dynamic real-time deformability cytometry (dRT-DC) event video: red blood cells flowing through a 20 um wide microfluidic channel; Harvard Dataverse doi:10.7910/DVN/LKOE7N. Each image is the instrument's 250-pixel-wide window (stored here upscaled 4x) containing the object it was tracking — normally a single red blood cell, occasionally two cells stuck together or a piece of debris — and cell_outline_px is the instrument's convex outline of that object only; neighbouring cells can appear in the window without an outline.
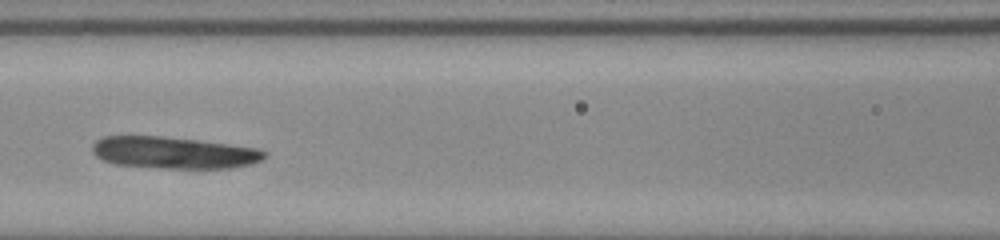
{"species": "common noctule bat (a hibernating species)", "species_latin": "Nyctalus noctula", "temperature_condition": "room temperature", "stored_images_in_passage": 36, "camera_frame_rate_fps": 3000, "um_per_image_px": 0.085, "animal": {"sex": "male", "body_mass_g": 20.0, "forearm_length_mm": 53.3}, "frame": {"image": 1, "passage_image": 11, "time_ms": 3.333, "image_size_px": [1000, 240], "cell_outline_px": [[268, 156], [264, 160], [252, 164], [232, 168], [164, 168], [116, 164], [104, 160], [96, 156], [92, 152], [92, 144], [96, 140], [104, 136], [160, 136], [196, 140], [260, 148], [268, 152]], "centroid_in_image_um": [14.83, 12.98], "position_along_channel_um": 151.8, "area_um2": 32.08}}